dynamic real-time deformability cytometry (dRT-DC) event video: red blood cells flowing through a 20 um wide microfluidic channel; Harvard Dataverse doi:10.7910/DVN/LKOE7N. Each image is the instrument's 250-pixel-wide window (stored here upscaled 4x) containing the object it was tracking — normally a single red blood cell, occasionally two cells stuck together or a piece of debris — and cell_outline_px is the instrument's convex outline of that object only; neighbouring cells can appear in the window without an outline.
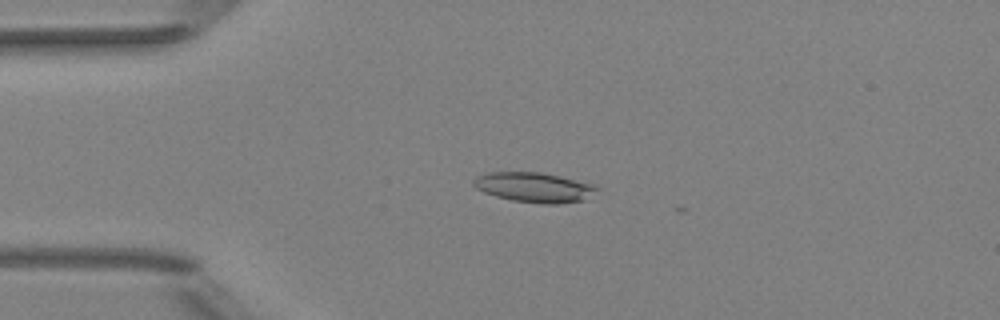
{"species": "Egyptian fruit bat (a non-hibernating species)", "species_latin": "Rousettus aegyptiacus", "temperature_condition": "room temperature", "stored_images_in_passage": 51, "camera_frame_rate_fps": 3000, "um_per_image_px": 0.085, "animal": {"sex": "female"}, "frame": {"image": 1, "passage_image": 13, "time_ms": 4.0, "image_size_px": [1000, 320], "cell_outline_px": [[596, 188], [580, 200], [516, 200], [500, 196], [488, 192], [480, 188], [480, 176], [496, 172], [536, 172], [556, 176], [572, 180]], "centroid_in_image_um": [45.34, 15.86], "position_along_channel_um": 39.7, "area_um2": 18.15}}
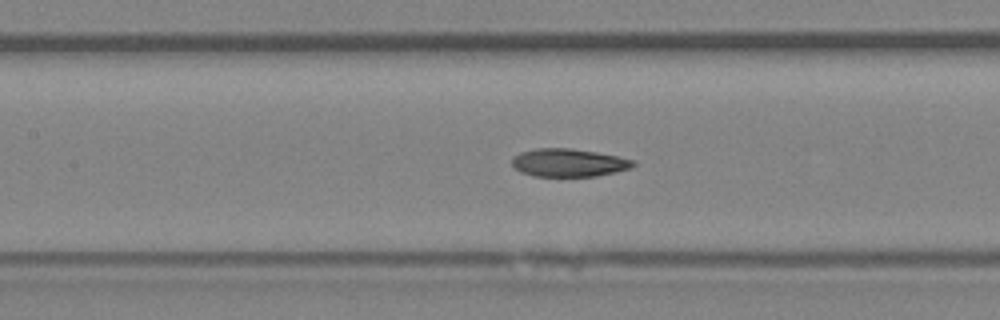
{"frame": {"image": 2, "passage_image": 24, "time_ms": 7.667, "image_size_px": [1000, 320], "cell_outline_px": [[632, 164], [628, 168], [612, 172], [592, 176], [536, 176], [524, 172], [516, 168], [512, 164], [512, 160], [516, 156], [524, 152], [540, 148], [568, 148], [616, 156], [632, 160]], "centroid_in_image_um": [48.29, 13.83], "position_along_channel_um": 159.1, "area_um2": 18.79}}
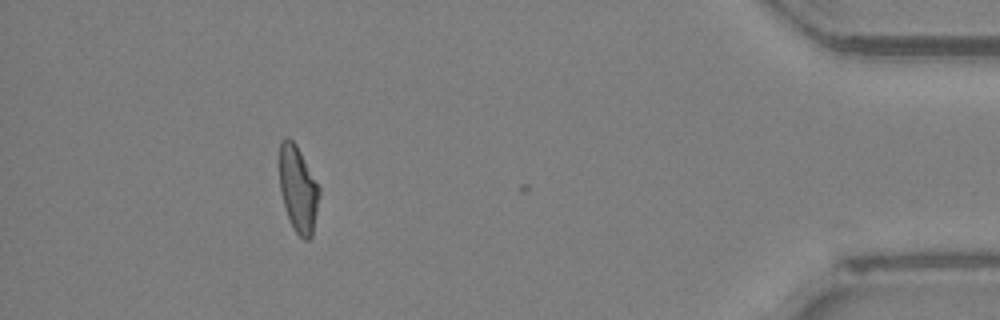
{"frame": {"image": 3, "passage_image": 47, "time_ms": 15.333, "image_size_px": [1000, 320], "cell_outline_px": [[320, 192], [312, 236], [308, 240], [304, 240], [296, 232], [288, 216], [284, 204], [280, 188], [280, 144], [284, 140], [292, 140], [300, 152], [320, 188]], "centroid_in_image_um": [25.36, 16.12], "position_along_channel_um": 409.8, "area_um2": 19.31}, "authors_computed_cell_mechanics": {"area_um2": 18.9584, "velocity_mm_per_s": 4.0399, "shape_relaxation_time_tau1_ms": null, "shape_relaxation_time_tau2_ms": 5.2489, "deformation_change_tau1": null, "deformation_change_tau2": 0.1402}}